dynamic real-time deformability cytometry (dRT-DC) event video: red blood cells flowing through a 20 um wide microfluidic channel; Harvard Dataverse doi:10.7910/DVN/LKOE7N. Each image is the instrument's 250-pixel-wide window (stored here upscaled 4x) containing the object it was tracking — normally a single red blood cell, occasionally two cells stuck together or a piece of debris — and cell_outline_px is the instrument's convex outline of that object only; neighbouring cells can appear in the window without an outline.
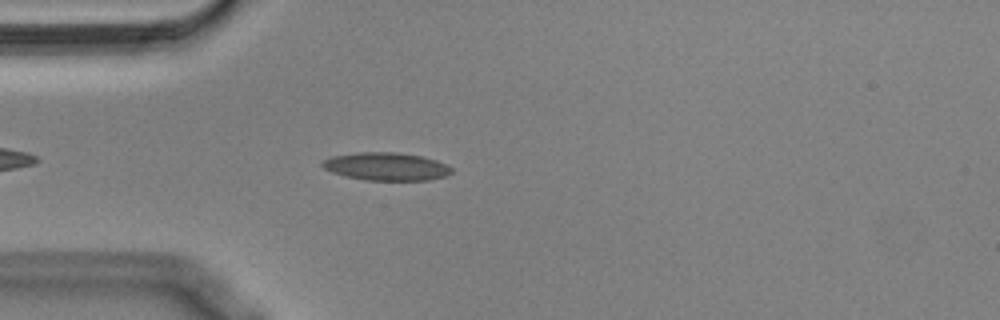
{"species": "Egyptian fruit bat (a non-hibernating species)", "species_latin": "Rousettus aegyptiacus", "temperature_condition": "cold", "stored_images_in_passage": 21, "camera_frame_rate_fps": 3000, "um_per_image_px": 0.085, "animal": {"sex": "male"}, "frame": {"image": 1, "passage_image": 6, "time_ms": 1.667, "image_size_px": [1000, 320], "cell_outline_px": [[452, 172], [444, 176], [428, 180], [368, 180], [344, 176], [332, 172], [324, 168], [320, 164], [324, 160], [332, 156], [360, 152], [392, 152], [420, 156], [436, 160], [452, 168]], "centroid_in_image_um": [32.8, 14.15], "position_along_channel_um": 52.2, "area_um2": 20.75}}
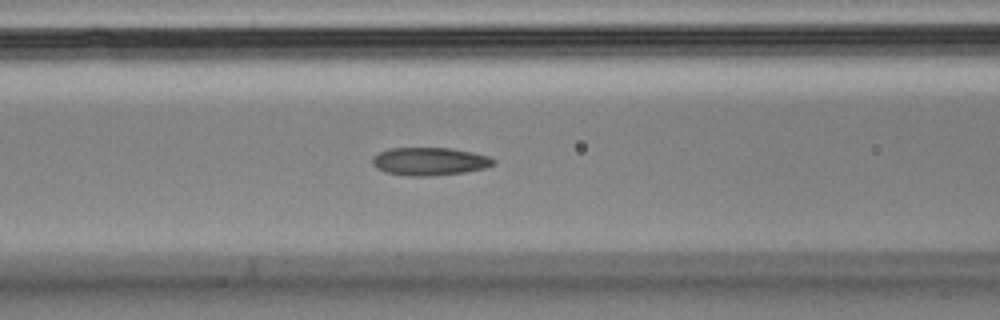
{"frame": {"image": 2, "passage_image": 13, "time_ms": 4.0, "image_size_px": [1000, 320], "cell_outline_px": [[496, 160], [492, 164], [484, 168], [464, 172], [432, 176], [408, 176], [384, 172], [376, 168], [372, 164], [372, 156], [388, 148], [448, 148], [472, 152], [488, 156]], "centroid_in_image_um": [36.46, 13.72], "position_along_channel_um": 130.1, "area_um2": 19.71}}
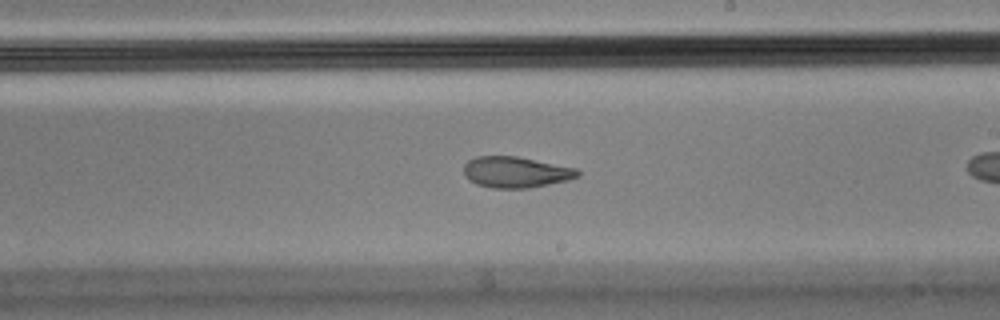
{"frame": {"image": 3, "passage_image": 19, "time_ms": 6.0, "image_size_px": [1000, 320], "cell_outline_px": [[580, 176], [568, 180], [528, 188], [492, 188], [476, 184], [468, 180], [464, 176], [464, 164], [468, 160], [476, 156], [516, 156], [576, 168], [580, 172]], "centroid_in_image_um": [43.81, 14.63], "position_along_channel_um": 245.2, "area_um2": 20.63}}